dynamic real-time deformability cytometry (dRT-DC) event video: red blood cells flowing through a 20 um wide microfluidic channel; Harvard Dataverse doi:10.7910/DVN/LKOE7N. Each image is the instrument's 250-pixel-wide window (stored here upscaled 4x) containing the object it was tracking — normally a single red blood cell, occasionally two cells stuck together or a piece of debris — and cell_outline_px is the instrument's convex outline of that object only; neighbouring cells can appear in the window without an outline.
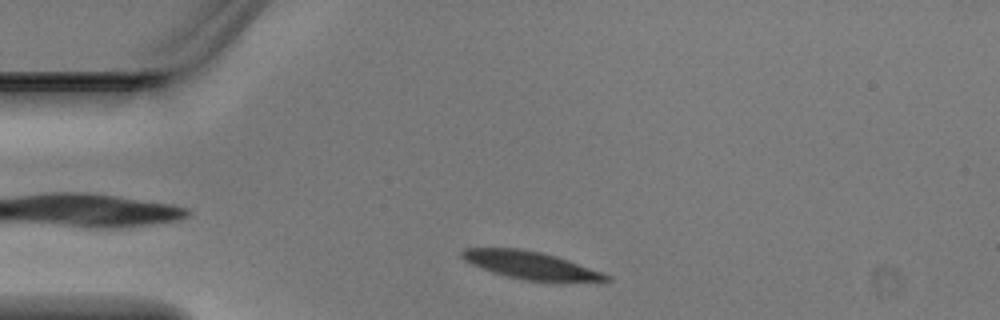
{"species": "Egyptian fruit bat (a non-hibernating species)", "species_latin": "Rousettus aegyptiacus", "temperature_condition": "warm", "stored_images_in_passage": 2, "camera_frame_rate_fps": 3000, "um_per_image_px": 0.085, "animal": {"sex": "male"}, "frame": {"image": 1, "passage_image": 2, "time_ms": 0.333, "image_size_px": [1000, 320], "cell_outline_px": [[612, 280], [604, 284], [524, 280], [492, 272], [472, 264], [464, 260], [460, 256], [460, 252], [464, 248], [520, 248], [540, 252], [556, 256], [604, 272], [612, 276]], "centroid_in_image_um": [45.28, 22.59], "position_along_channel_um": 39.7, "area_um2": 23.99}}